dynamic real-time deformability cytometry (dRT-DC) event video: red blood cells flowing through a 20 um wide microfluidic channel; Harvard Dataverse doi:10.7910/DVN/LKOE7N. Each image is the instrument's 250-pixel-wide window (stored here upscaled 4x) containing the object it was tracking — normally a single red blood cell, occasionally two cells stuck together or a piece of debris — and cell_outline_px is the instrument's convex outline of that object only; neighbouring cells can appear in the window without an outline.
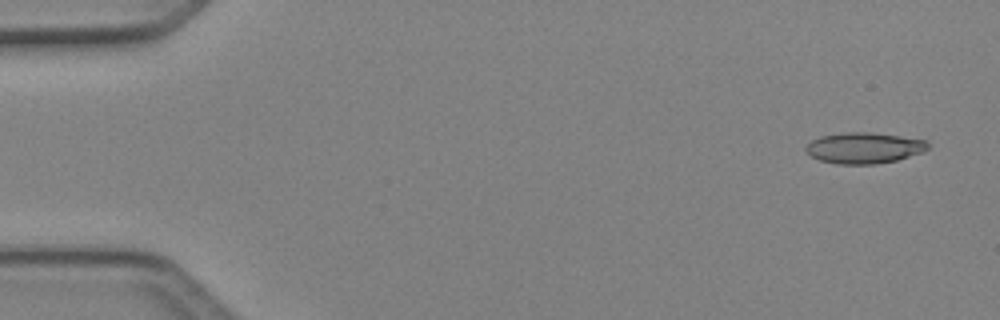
{"species": "Egyptian fruit bat (a non-hibernating species)", "species_latin": "Rousettus aegyptiacus", "temperature_condition": "cold", "stored_images_in_passage": 6, "camera_frame_rate_fps": 3000, "um_per_image_px": 0.085, "animal": {"sex": "female"}, "frame": {"image": 1, "passage_image": 1, "time_ms": 0.0, "image_size_px": [1000, 320], "cell_outline_px": [[928, 148], [924, 152], [896, 160], [876, 164], [836, 164], [820, 160], [812, 156], [804, 148], [812, 140], [820, 136], [844, 132], [872, 132], [928, 140]], "centroid_in_image_um": [73.47, 12.57], "position_along_channel_um": 11.5, "area_um2": 22.08}}
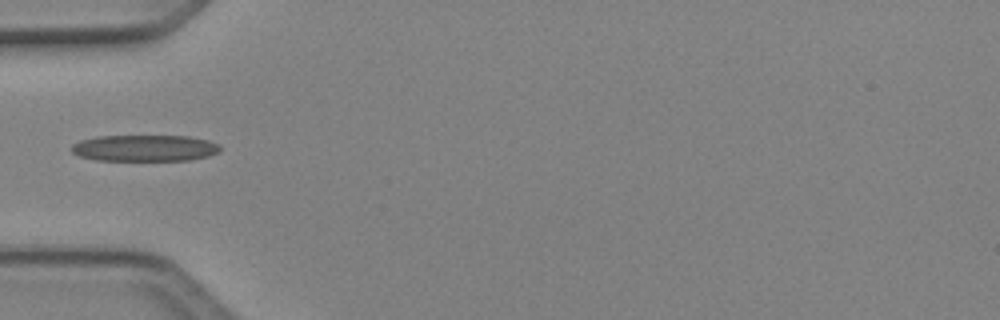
{"frame": {"image": 2, "passage_image": 5, "time_ms": 1.333, "image_size_px": [1000, 320], "cell_outline_px": [[220, 152], [208, 156], [188, 160], [96, 160], [80, 156], [72, 152], [72, 144], [80, 140], [96, 136], [188, 136], [208, 140], [220, 144]], "centroid_in_image_um": [12.31, 12.58], "position_along_channel_um": 72.7, "area_um2": 22.89}}
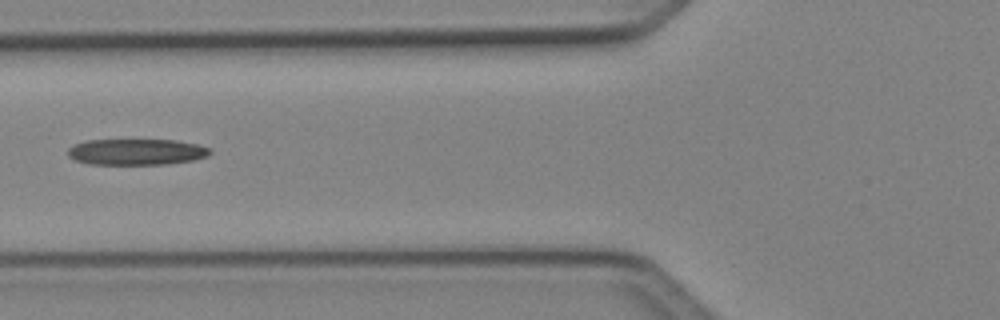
{"frame": {"image": 3, "passage_image": 6, "time_ms": 1.667, "image_size_px": [1000, 320], "cell_outline_px": [[212, 152], [208, 156], [192, 160], [168, 164], [88, 164], [76, 160], [68, 156], [68, 148], [72, 144], [84, 140], [176, 140], [196, 144], [208, 148]], "centroid_in_image_um": [11.56, 12.91], "position_along_channel_um": 114.2, "area_um2": 21.68}}